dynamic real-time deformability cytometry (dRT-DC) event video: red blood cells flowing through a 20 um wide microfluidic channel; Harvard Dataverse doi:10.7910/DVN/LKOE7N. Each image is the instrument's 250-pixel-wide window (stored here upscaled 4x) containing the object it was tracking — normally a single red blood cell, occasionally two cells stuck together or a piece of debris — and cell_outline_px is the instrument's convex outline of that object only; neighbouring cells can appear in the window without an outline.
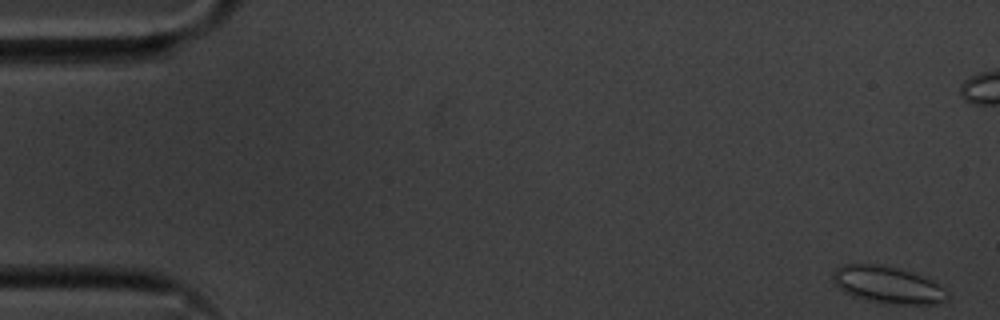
{"species": "common noctule bat (a hibernating species)", "species_latin": "Nyctalus noctula", "temperature_condition": "cold", "stored_images_in_passage": 56, "camera_frame_rate_fps": 3000, "um_per_image_px": 0.085, "animal": {"sex": "male", "body_mass_g": 20.1, "forearm_length_mm": 53.5}, "frame": {"image": 1, "passage_image": 1, "time_ms": 0.0, "image_size_px": [1000, 320], "cell_outline_px": [[948, 300], [936, 304], [888, 304], [868, 300], [852, 296], [844, 292], [832, 280], [832, 276], [836, 268], [844, 264], [876, 264], [896, 268], [936, 280], [948, 292]], "centroid_in_image_um": [75.5, 24.22], "position_along_channel_um": 9.5, "area_um2": 24.8}}
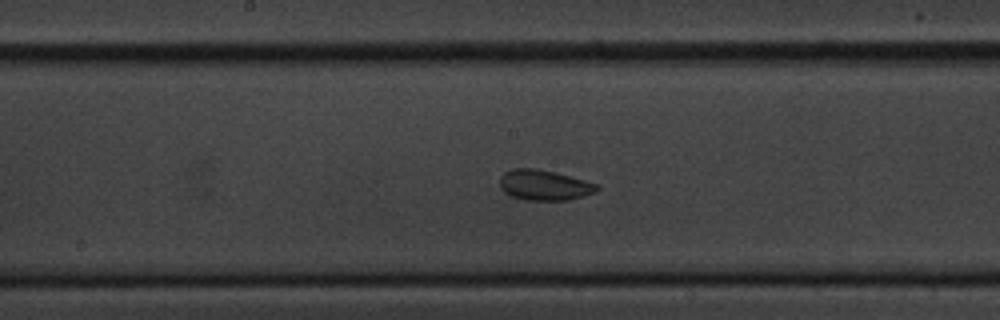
{"frame": {"image": 2, "passage_image": 28, "time_ms": 9.0, "image_size_px": [1000, 320], "cell_outline_px": [[600, 188], [596, 192], [584, 196], [568, 200], [524, 200], [512, 196], [504, 192], [500, 188], [500, 176], [504, 172], [512, 168], [536, 168], [584, 180], [596, 184]], "centroid_in_image_um": [46.23, 15.74], "position_along_channel_um": 202.0, "area_um2": 17.17}}
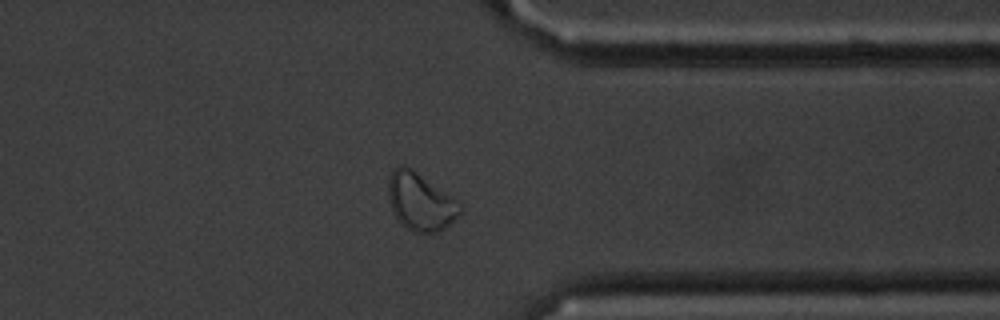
{"frame": {"image": 3, "passage_image": 43, "time_ms": 14.0, "image_size_px": [1000, 320], "cell_outline_px": [[464, 212], [460, 216], [444, 228], [436, 232], [412, 232], [396, 216], [392, 208], [388, 196], [388, 176], [392, 168], [396, 164], [404, 164], [452, 196], [464, 208]], "centroid_in_image_um": [35.75, 17.12], "position_along_channel_um": 375.7, "area_um2": 24.04}, "authors_computed_cell_mechanics": {"area_um2": 19.3341, "velocity_mm_per_s": 3.5691, "shape_relaxation_time_tau1_ms": 1.8572, "shape_relaxation_time_tau2_ms": 2.3863, "deformation_change_tau1": 0.0699, "deformation_change_tau2": 0.0655}}